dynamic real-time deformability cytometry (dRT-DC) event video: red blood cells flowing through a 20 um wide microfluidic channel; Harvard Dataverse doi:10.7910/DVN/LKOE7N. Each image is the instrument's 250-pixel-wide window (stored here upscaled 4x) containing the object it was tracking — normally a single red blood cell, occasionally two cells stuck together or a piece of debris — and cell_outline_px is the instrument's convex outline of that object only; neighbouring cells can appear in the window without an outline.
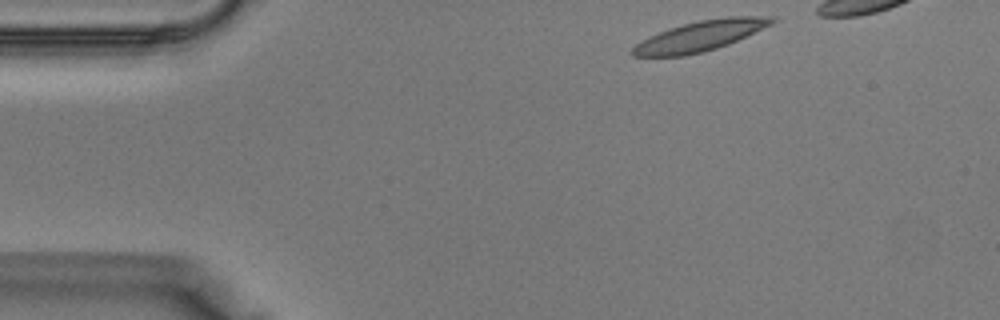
{"species": "Egyptian fruit bat (a non-hibernating species)", "species_latin": "Rousettus aegyptiacus", "temperature_condition": "warm", "stored_images_in_passage": 28, "camera_frame_rate_fps": 3000, "um_per_image_px": 0.085, "animal": {"sex": "male"}, "frame": {"image": 1, "passage_image": 1, "time_ms": 0.0, "image_size_px": [1000, 320], "cell_outline_px": [[776, 20], [772, 24], [728, 44], [704, 52], [684, 56], [632, 56], [628, 52], [636, 44], [648, 36], [684, 24], [700, 20], [728, 16], [772, 16]], "centroid_in_image_um": [59.49, 3.06], "position_along_channel_um": 25.5, "area_um2": 24.33}}
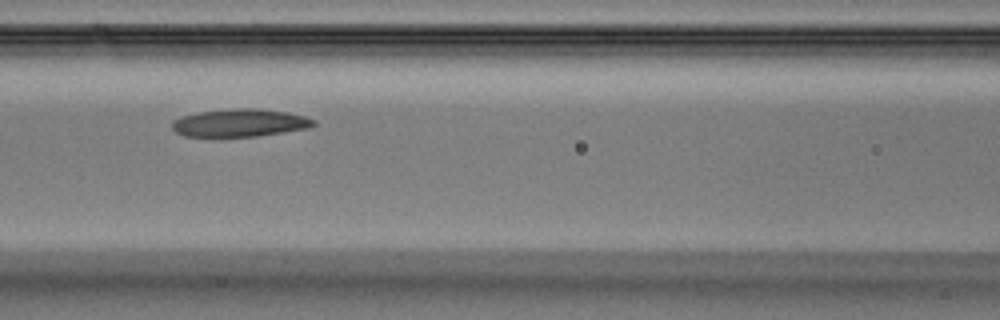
{"frame": {"image": 2, "passage_image": 12, "time_ms": 3.667, "image_size_px": [1000, 320], "cell_outline_px": [[316, 124], [308, 128], [256, 136], [184, 136], [176, 132], [172, 128], [172, 120], [184, 116], [200, 112], [236, 108], [260, 108], [288, 112], [304, 116], [316, 120]], "centroid_in_image_um": [20.41, 10.43], "position_along_channel_um": 146.2, "area_um2": 22.72}}
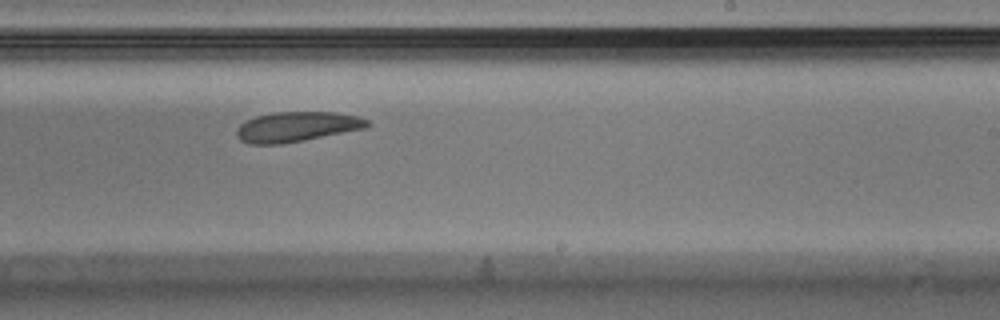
{"frame": {"image": 3, "passage_image": 19, "time_ms": 6.0, "image_size_px": [1000, 320], "cell_outline_px": [[372, 124], [364, 128], [304, 140], [280, 144], [248, 144], [240, 140], [236, 136], [236, 128], [240, 124], [256, 116], [272, 112], [332, 112], [356, 116], [368, 120]], "centroid_in_image_um": [25.18, 10.77], "position_along_channel_um": 263.8, "area_um2": 22.72}}